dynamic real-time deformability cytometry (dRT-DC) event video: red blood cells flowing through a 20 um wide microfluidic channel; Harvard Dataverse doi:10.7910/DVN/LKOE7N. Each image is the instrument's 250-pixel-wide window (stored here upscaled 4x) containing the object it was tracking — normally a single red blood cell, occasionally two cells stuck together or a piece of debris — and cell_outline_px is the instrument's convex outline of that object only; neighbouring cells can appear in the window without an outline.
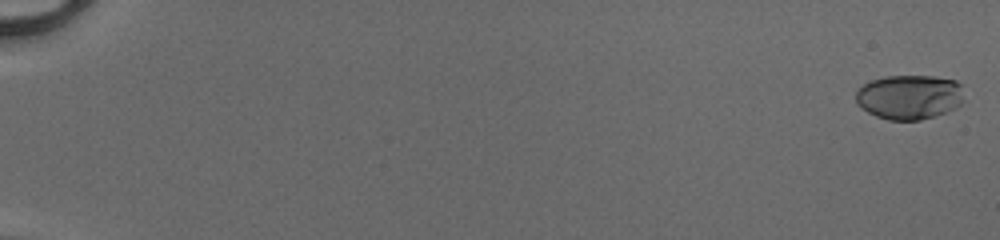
{"species": "human", "species_latin": "Homo sapiens", "temperature_condition": "cold", "stored_images_in_passage": 52, "camera_frame_rate_fps": 3000, "um_per_image_px": 0.085, "donor": {"sex": "male"}, "frame": {"image": 1, "passage_image": 1, "time_ms": 0.0, "image_size_px": [1000, 240], "cell_outline_px": [[964, 100], [956, 108], [936, 116], [920, 120], [888, 120], [876, 116], [868, 112], [856, 104], [856, 92], [864, 84], [872, 80], [884, 76], [936, 76], [956, 80], [960, 84]], "centroid_in_image_um": [77.31, 8.25], "position_along_channel_um": 7.7, "area_um2": 28.32}}
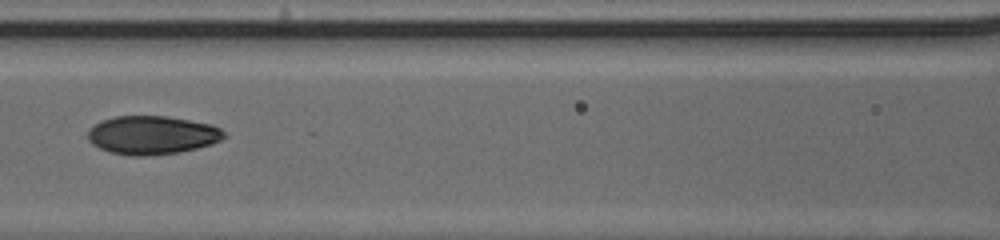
{"frame": {"image": 2, "passage_image": 27, "time_ms": 8.667, "image_size_px": [1000, 240], "cell_outline_px": [[228, 136], [212, 144], [196, 148], [176, 152], [148, 156], [132, 156], [108, 152], [92, 144], [88, 140], [88, 128], [100, 120], [112, 116], [168, 116], [212, 124], [220, 128]], "centroid_in_image_um": [12.9, 11.47], "position_along_channel_um": 153.7, "area_um2": 30.87}}
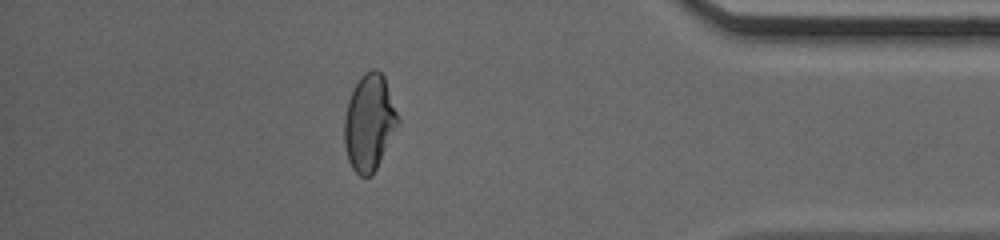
{"frame": {"image": 3, "passage_image": 47, "time_ms": 15.333, "image_size_px": [1000, 240], "cell_outline_px": [[400, 124], [372, 176], [360, 176], [352, 168], [348, 160], [344, 144], [344, 116], [348, 100], [352, 88], [360, 76], [364, 72], [372, 68], [376, 68], [384, 76], [400, 120]], "centroid_in_image_um": [31.39, 10.4], "position_along_channel_um": 403.8, "area_um2": 30.46}, "authors_computed_cell_mechanics": {"area_um2": 29.6803, "velocity_mm_per_s": 4.1693, "shape_relaxation_time_tau1_ms": 5.056, "shape_relaxation_time_tau2_ms": 1.5318, "deformation_change_tau1": 0.1874, "deformation_change_tau2": 0.0557}}